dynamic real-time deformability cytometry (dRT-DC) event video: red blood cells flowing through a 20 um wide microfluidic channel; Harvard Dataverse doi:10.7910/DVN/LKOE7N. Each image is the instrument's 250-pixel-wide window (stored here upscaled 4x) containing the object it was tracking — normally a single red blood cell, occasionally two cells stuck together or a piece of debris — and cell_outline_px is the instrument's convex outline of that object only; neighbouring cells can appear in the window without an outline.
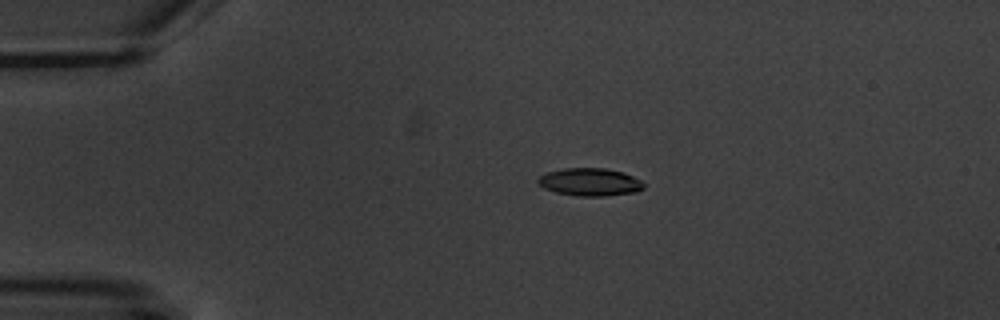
{"species": "common noctule bat (a hibernating species)", "species_latin": "Nyctalus noctula", "temperature_condition": "warm", "stored_images_in_passage": 3, "camera_frame_rate_fps": 3000, "um_per_image_px": 0.085, "animal": {"sex": "male", "body_mass_g": 20.1, "forearm_length_mm": 53.5}, "frame": {"image": 1, "passage_image": 1, "time_ms": 0.0, "image_size_px": [1000, 320], "cell_outline_px": [[644, 188], [636, 192], [604, 196], [576, 196], [556, 192], [544, 188], [536, 184], [536, 180], [540, 176], [548, 172], [564, 168], [604, 168], [624, 172], [640, 180], [644, 184]], "centroid_in_image_um": [50.12, 15.47], "position_along_channel_um": 34.9, "area_um2": 17.17}}
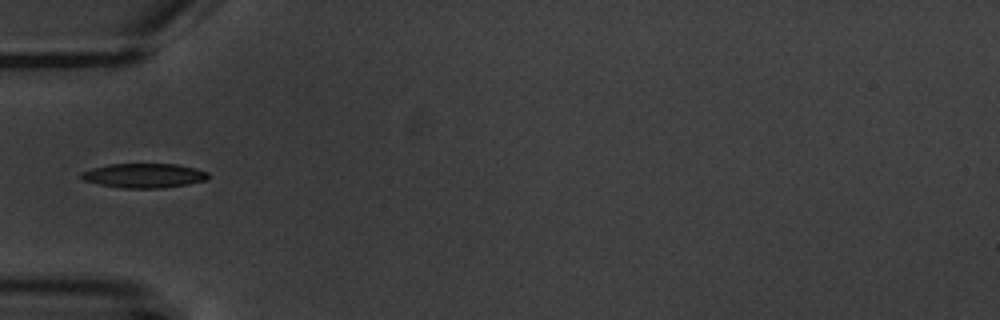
{"frame": {"image": 2, "passage_image": 3, "time_ms": 2.333, "image_size_px": [1000, 320], "cell_outline_px": [[208, 176], [204, 180], [188, 184], [160, 188], [124, 188], [100, 184], [84, 180], [80, 176], [80, 172], [92, 168], [108, 164], [176, 164], [196, 168], [208, 172]], "centroid_in_image_um": [12.22, 14.91], "position_along_channel_um": 72.8, "area_um2": 17.92}}